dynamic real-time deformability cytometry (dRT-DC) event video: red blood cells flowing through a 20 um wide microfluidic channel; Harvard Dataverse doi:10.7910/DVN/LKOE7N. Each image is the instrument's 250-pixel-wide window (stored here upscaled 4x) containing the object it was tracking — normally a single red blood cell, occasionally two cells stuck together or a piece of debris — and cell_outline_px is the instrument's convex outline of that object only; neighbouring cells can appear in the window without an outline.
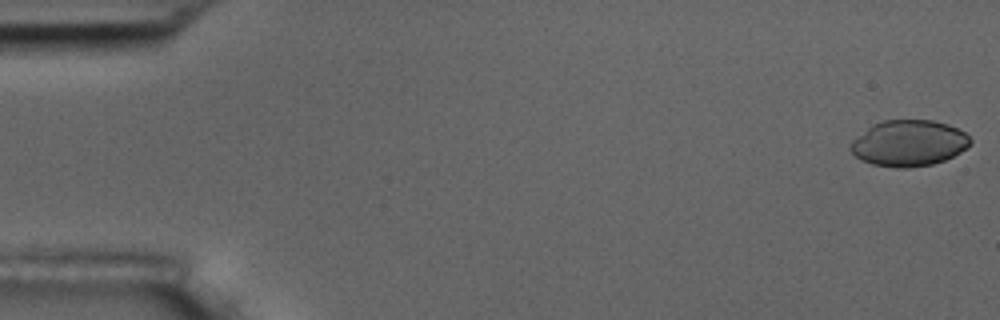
{"species": "common noctule bat (a hibernating species)", "species_latin": "Nyctalus noctula", "temperature_condition": "room temperature", "stored_images_in_passage": 55, "camera_frame_rate_fps": 3000, "um_per_image_px": 0.085, "animal": {"sex": "male", "body_mass_g": 17.5, "forearm_length_mm": 52.3}, "frame": {"image": 1, "passage_image": 1, "time_ms": 0.0, "image_size_px": [1000, 320], "cell_outline_px": [[972, 144], [968, 148], [944, 160], [932, 164], [908, 168], [896, 168], [872, 164], [860, 160], [848, 148], [848, 144], [852, 140], [872, 124], [884, 120], [932, 120], [948, 124], [964, 132], [972, 140]], "centroid_in_image_um": [77.23, 12.17], "position_along_channel_um": 7.8, "area_um2": 32.37}}